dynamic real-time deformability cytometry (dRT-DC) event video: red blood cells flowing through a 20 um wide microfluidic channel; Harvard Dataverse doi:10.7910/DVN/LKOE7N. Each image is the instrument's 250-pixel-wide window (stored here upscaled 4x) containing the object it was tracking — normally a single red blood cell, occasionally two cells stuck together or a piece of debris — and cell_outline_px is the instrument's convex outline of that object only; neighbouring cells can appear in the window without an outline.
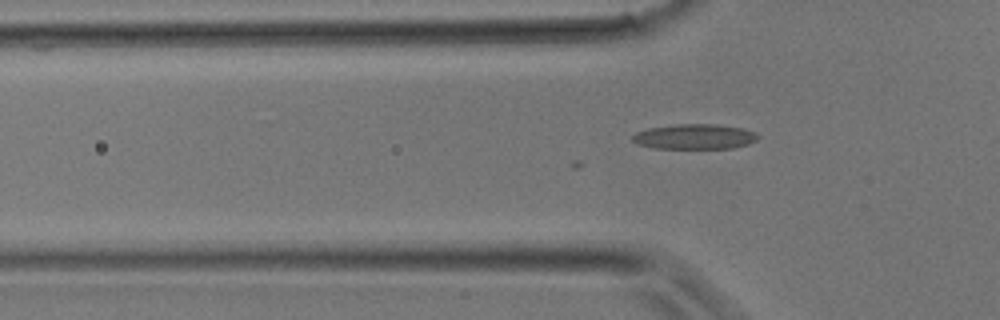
{"species": "common noctule bat (a hibernating species)", "species_latin": "Nyctalus noctula", "temperature_condition": "room temperature", "stored_images_in_passage": 26, "camera_frame_rate_fps": 3000, "um_per_image_px": 0.085, "animal": {"sex": "male", "body_mass_g": 17.9}, "frame": {"image": 1, "passage_image": 3, "time_ms": 0.667, "image_size_px": [1000, 320], "cell_outline_px": [[760, 136], [756, 140], [748, 144], [732, 148], [656, 148], [636, 144], [632, 140], [632, 136], [636, 132], [648, 128], [676, 124], [716, 124], [744, 128], [756, 132]], "centroid_in_image_um": [59.06, 11.6], "position_along_channel_um": 66.7, "area_um2": 18.44}}
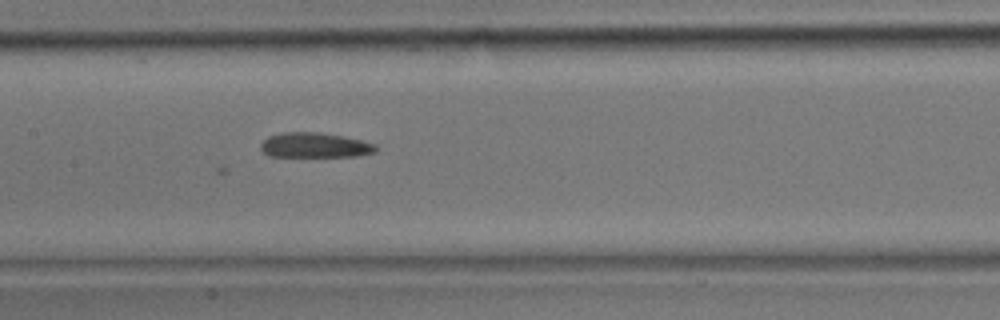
{"frame": {"image": 2, "passage_image": 9, "time_ms": 2.667, "image_size_px": [1000, 320], "cell_outline_px": [[376, 152], [356, 156], [268, 156], [260, 148], [260, 144], [268, 136], [284, 132], [316, 132], [340, 136], [360, 140], [376, 144]], "centroid_in_image_um": [26.73, 12.34], "position_along_channel_um": 180.7, "area_um2": 16.53}}
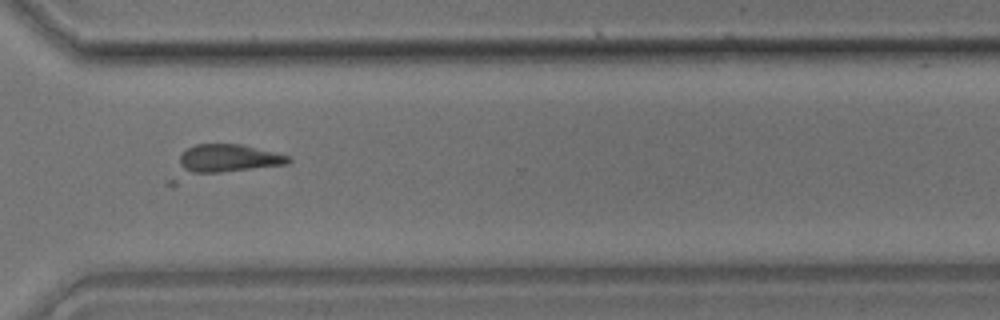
{"frame": {"image": 3, "passage_image": 18, "time_ms": 5.667, "image_size_px": [1000, 320], "cell_outline_px": [[292, 160], [288, 164], [172, 188], [168, 184], [168, 180], [180, 156], [188, 148], [196, 144], [240, 144], [288, 156]], "centroid_in_image_um": [18.81, 13.83], "position_along_channel_um": 351.8, "area_um2": 23.41}}